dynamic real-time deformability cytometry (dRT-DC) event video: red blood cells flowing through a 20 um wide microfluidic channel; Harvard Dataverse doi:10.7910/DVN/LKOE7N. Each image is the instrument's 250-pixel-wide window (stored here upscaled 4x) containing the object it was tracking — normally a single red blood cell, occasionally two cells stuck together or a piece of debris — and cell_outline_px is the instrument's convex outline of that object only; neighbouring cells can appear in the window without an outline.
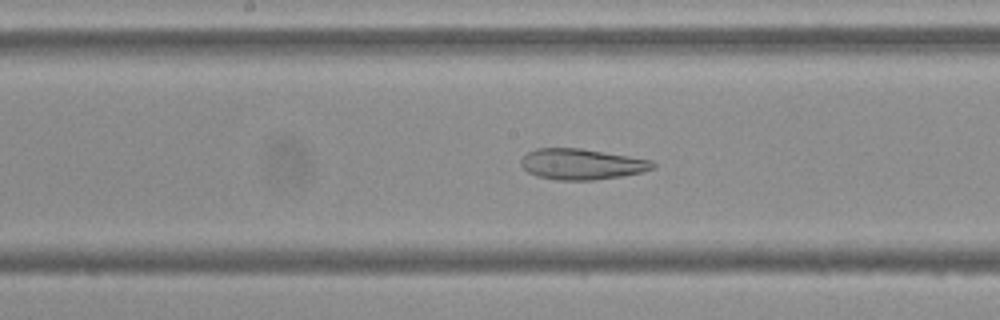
{"species": "Egyptian fruit bat (a non-hibernating species)", "species_latin": "Rousettus aegyptiacus", "temperature_condition": "cold", "stored_images_in_passage": 47, "camera_frame_rate_fps": 3000, "um_per_image_px": 0.085, "frame": {"image": 1, "passage_image": 24, "time_ms": 7.667, "image_size_px": [1000, 320], "cell_outline_px": [[656, 168], [640, 172], [620, 176], [592, 180], [556, 180], [536, 176], [528, 172], [520, 164], [520, 160], [528, 152], [536, 148], [580, 148], [652, 160], [656, 164]], "centroid_in_image_um": [49.42, 13.95], "position_along_channel_um": 198.8, "area_um2": 23.58}}
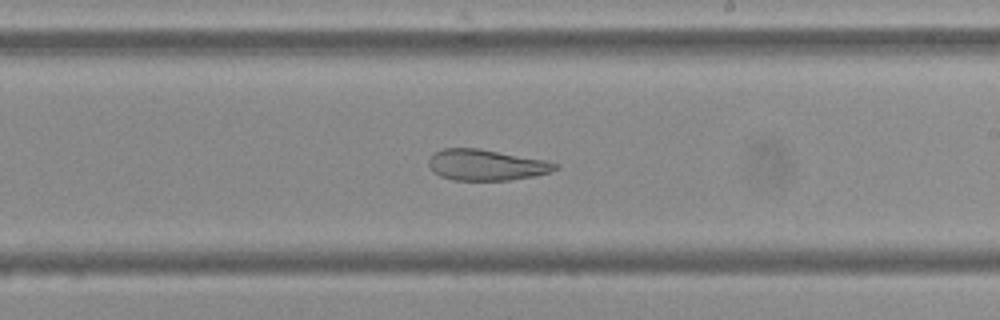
{"frame": {"image": 2, "passage_image": 28, "time_ms": 9.0, "image_size_px": [1000, 320], "cell_outline_px": [[560, 168], [552, 172], [536, 176], [512, 180], [456, 180], [440, 176], [432, 172], [428, 164], [428, 160], [436, 152], [444, 148], [480, 148], [544, 160], [560, 164]], "centroid_in_image_um": [41.37, 14.03], "position_along_channel_um": 247.6, "area_um2": 23.0}}
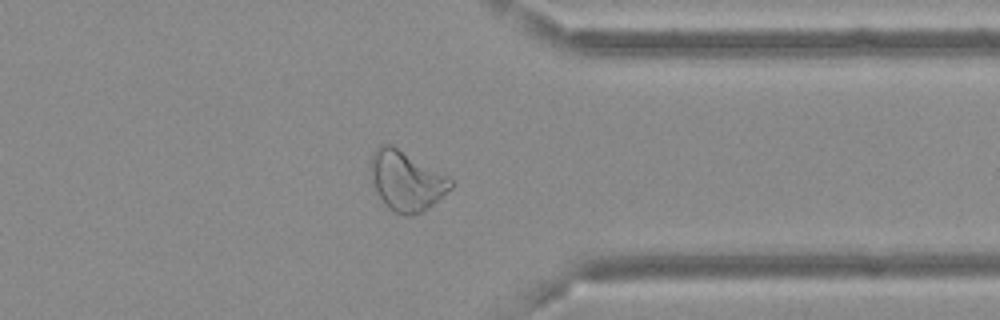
{"frame": {"image": 3, "passage_image": 39, "time_ms": 12.667, "image_size_px": [1000, 320], "cell_outline_px": [[456, 184], [452, 188], [428, 208], [412, 216], [404, 216], [388, 208], [384, 204], [376, 192], [372, 180], [368, 164], [372, 152], [380, 144], [392, 144], [448, 176]], "centroid_in_image_um": [34.51, 15.35], "position_along_channel_um": 376.9, "area_um2": 28.21}, "authors_computed_cell_mechanics": {"area_um2": 28.3798, "velocity_mm_per_s": 3.6848, "shape_relaxation_time_tau1_ms": null, "shape_relaxation_time_tau2_ms": 3.7337, "deformation_change_tau1": null, "deformation_change_tau2": 0.1275}}